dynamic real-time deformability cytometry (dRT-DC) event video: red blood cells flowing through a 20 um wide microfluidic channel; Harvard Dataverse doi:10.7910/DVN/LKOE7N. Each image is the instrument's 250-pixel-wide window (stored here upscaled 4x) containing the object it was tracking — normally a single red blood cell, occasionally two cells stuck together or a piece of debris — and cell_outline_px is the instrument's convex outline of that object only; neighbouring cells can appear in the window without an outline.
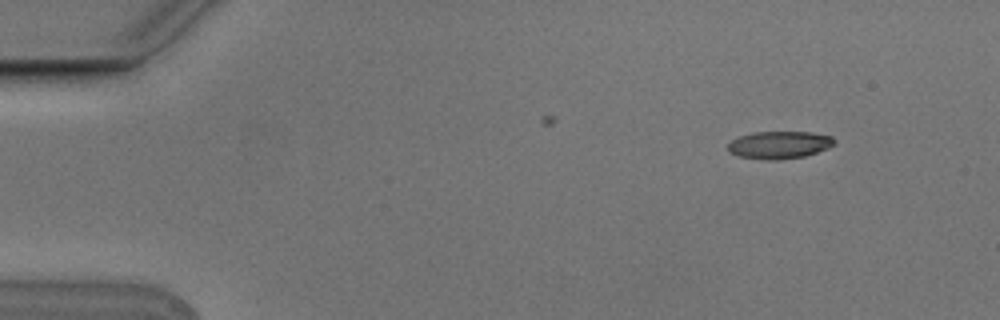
{"species": "Egyptian fruit bat (a non-hibernating species)", "species_latin": "Rousettus aegyptiacus", "temperature_condition": "cold", "stored_images_in_passage": 4, "camera_frame_rate_fps": 3000, "um_per_image_px": 0.085, "animal": {"sex": "male"}, "frame": {"image": 1, "passage_image": 1, "time_ms": 0.0, "image_size_px": [1000, 320], "cell_outline_px": [[836, 144], [828, 148], [804, 156], [776, 160], [768, 160], [740, 156], [728, 152], [728, 144], [732, 140], [740, 136], [752, 132], [808, 132], [832, 136], [836, 140]], "centroid_in_image_um": [66.25, 12.31], "position_along_channel_um": 18.7, "area_um2": 16.99}}